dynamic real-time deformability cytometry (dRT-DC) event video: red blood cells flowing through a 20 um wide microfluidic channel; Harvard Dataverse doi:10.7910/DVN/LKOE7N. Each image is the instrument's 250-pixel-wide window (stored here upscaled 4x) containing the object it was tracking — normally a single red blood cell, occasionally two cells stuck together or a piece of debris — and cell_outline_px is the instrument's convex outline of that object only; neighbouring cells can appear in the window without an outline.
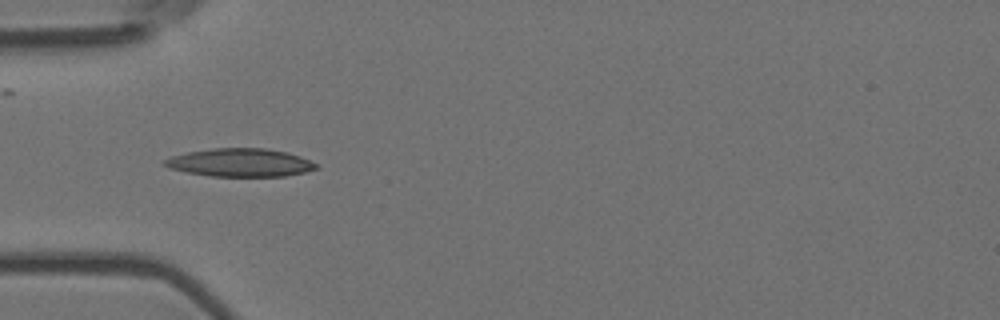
{"species": "Egyptian fruit bat (a non-hibernating species)", "species_latin": "Rousettus aegyptiacus", "temperature_condition": "room temperature", "stored_images_in_passage": 7, "camera_frame_rate_fps": 3000, "um_per_image_px": 0.085, "animal": {"sex": "female"}, "frame": {"image": 1, "passage_image": 5, "time_ms": 1.333, "image_size_px": [1000, 320], "cell_outline_px": [[320, 168], [304, 172], [284, 176], [212, 176], [188, 172], [168, 168], [160, 164], [164, 160], [172, 156], [188, 152], [212, 148], [268, 148], [288, 152], [300, 156], [320, 164]], "centroid_in_image_um": [20.45, 13.81], "position_along_channel_um": 64.6, "area_um2": 25.03}}
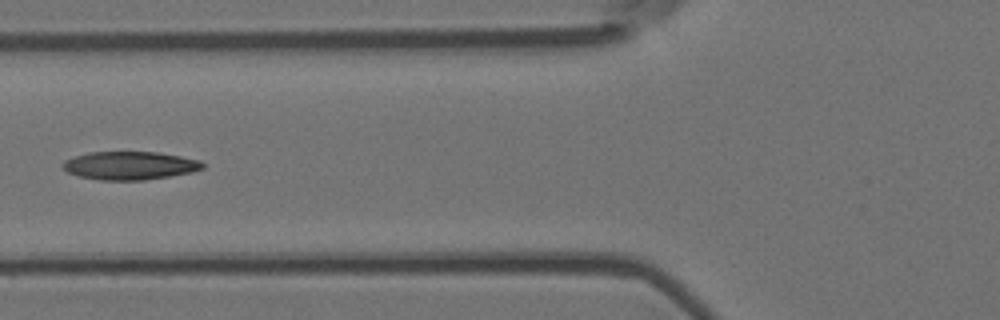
{"frame": {"image": 2, "passage_image": 6, "time_ms": 1.667, "image_size_px": [1000, 320], "cell_outline_px": [[204, 168], [192, 172], [144, 180], [100, 180], [80, 176], [68, 172], [60, 164], [64, 160], [88, 152], [160, 152], [200, 160], [204, 164]], "centroid_in_image_um": [11.04, 14.07], "position_along_channel_um": 114.8, "area_um2": 22.95}}
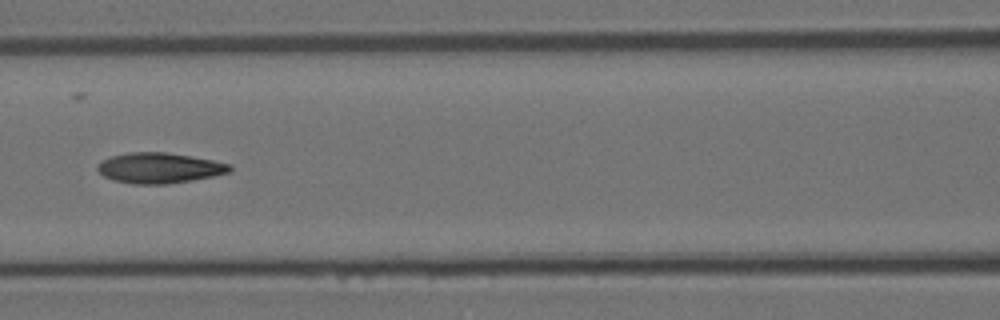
{"frame": {"image": 3, "passage_image": 7, "time_ms": 2.0, "image_size_px": [1000, 320], "cell_outline_px": [[232, 168], [228, 172], [212, 176], [192, 180], [168, 184], [132, 184], [112, 180], [104, 176], [96, 168], [96, 164], [112, 156], [128, 152], [164, 152], [212, 160], [232, 164]], "centroid_in_image_um": [13.51, 14.28], "position_along_channel_um": 153.1, "area_um2": 23.35}}